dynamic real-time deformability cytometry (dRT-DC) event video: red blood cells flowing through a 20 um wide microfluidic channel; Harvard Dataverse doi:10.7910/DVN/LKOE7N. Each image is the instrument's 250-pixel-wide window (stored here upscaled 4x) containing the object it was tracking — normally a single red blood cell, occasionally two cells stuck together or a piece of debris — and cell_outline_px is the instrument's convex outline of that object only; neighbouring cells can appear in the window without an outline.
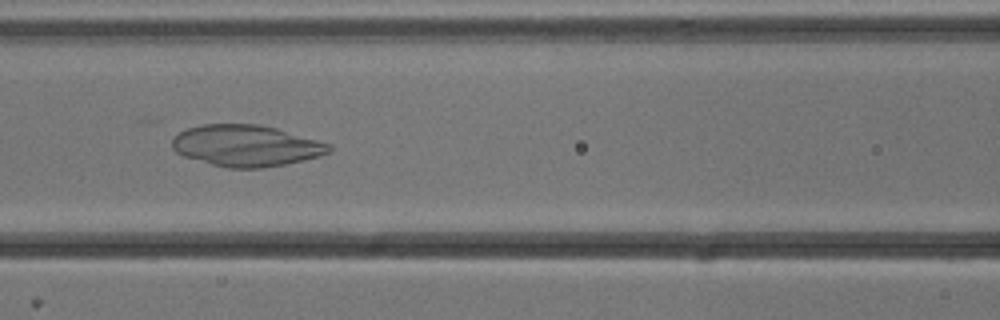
{"species": "common noctule bat (a hibernating species)", "species_latin": "Nyctalus noctula", "temperature_condition": "cold", "stored_images_in_passage": 40, "camera_frame_rate_fps": 3000, "um_per_image_px": 0.085, "animal": {"sex": "male", "body_mass_g": 13.3}, "frame": {"image": 1, "passage_image": 22, "time_ms": 7.0, "image_size_px": [1000, 320], "cell_outline_px": [[332, 148], [328, 152], [320, 156], [304, 160], [284, 164], [260, 168], [228, 168], [212, 164], [184, 156], [176, 152], [172, 148], [172, 136], [188, 128], [200, 124], [260, 124], [276, 128], [332, 144]], "centroid_in_image_um": [20.91, 12.37], "position_along_channel_um": 145.7, "area_um2": 37.8}}
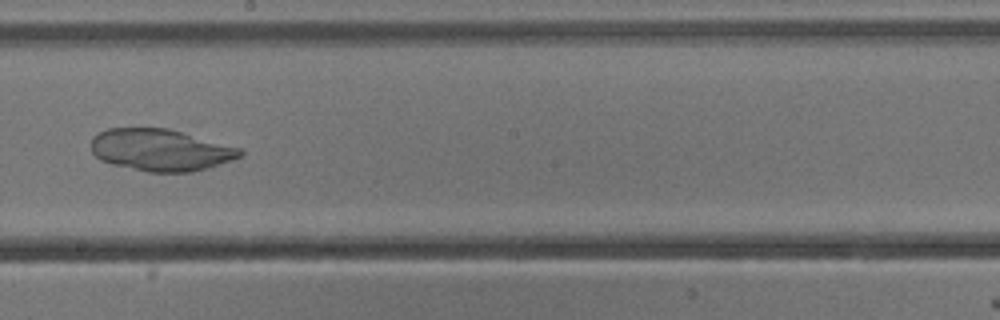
{"frame": {"image": 2, "passage_image": 29, "time_ms": 9.333, "image_size_px": [1000, 320], "cell_outline_px": [[244, 156], [208, 168], [192, 172], [148, 172], [112, 164], [100, 160], [92, 152], [92, 136], [108, 128], [168, 128], [244, 148]], "centroid_in_image_um": [13.71, 12.75], "position_along_channel_um": 234.5, "area_um2": 36.7}}
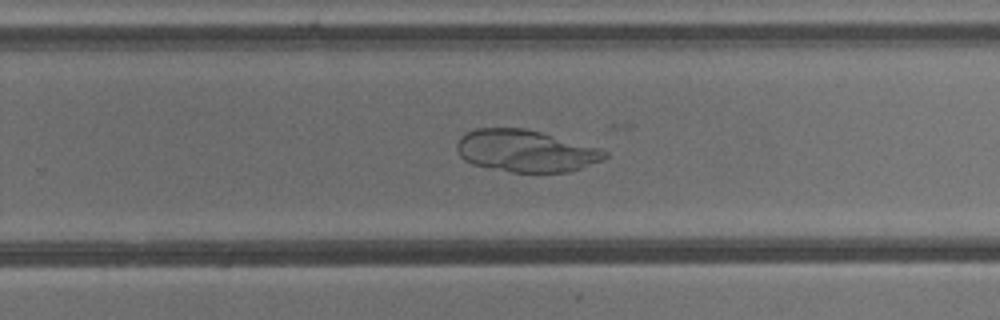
{"frame": {"image": 3, "passage_image": 33, "time_ms": 10.667, "image_size_px": [1000, 320], "cell_outline_px": [[608, 156], [600, 160], [580, 168], [568, 172], [512, 172], [472, 164], [464, 160], [460, 156], [456, 148], [456, 144], [460, 136], [464, 132], [476, 128], [524, 128], [540, 132], [600, 148], [608, 152]], "centroid_in_image_um": [44.63, 12.82], "position_along_channel_um": 285.2, "area_um2": 36.07}}